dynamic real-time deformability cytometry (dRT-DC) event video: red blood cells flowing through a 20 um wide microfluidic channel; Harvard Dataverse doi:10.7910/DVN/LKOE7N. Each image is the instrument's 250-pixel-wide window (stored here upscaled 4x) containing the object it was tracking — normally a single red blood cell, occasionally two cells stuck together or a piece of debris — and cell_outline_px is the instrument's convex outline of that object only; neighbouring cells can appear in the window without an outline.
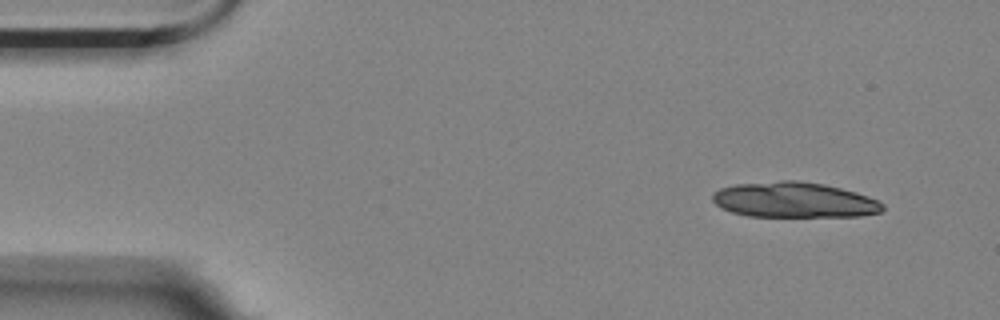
{"species": "Egyptian fruit bat (a non-hibernating species)", "species_latin": "Rousettus aegyptiacus", "temperature_condition": "room temperature", "stored_images_in_passage": 6, "camera_frame_rate_fps": 3000, "um_per_image_px": 0.085, "animal": {"sex": "female"}, "frame": {"image": 1, "passage_image": 1, "time_ms": 0.0, "image_size_px": [1000, 320], "cell_outline_px": [[884, 208], [880, 212], [860, 216], [748, 216], [732, 212], [720, 208], [712, 200], [712, 192], [720, 188], [736, 184], [784, 180], [796, 180], [824, 184], [856, 192], [868, 196], [884, 204]], "centroid_in_image_um": [67.47, 16.99], "position_along_channel_um": 17.5, "area_um2": 35.08}}